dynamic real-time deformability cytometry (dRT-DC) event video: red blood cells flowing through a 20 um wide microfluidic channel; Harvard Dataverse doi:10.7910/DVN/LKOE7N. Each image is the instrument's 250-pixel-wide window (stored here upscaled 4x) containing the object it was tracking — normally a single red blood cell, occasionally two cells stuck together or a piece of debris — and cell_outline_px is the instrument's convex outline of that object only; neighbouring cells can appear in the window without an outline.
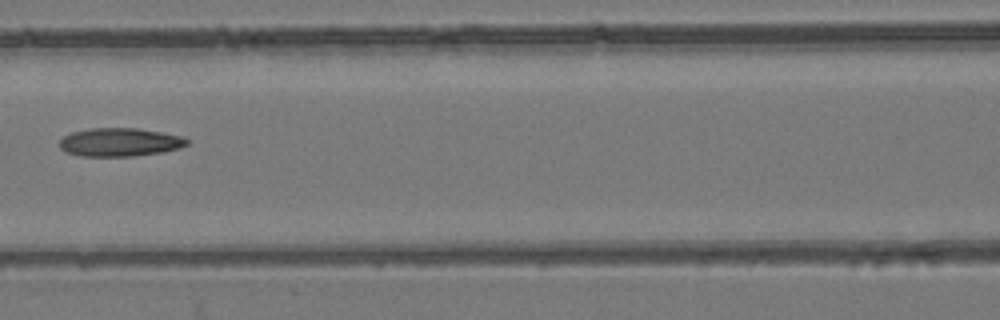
{"species": "common noctule bat (a hibernating species)", "species_latin": "Nyctalus noctula", "temperature_condition": "room temperature", "stored_images_in_passage": 5, "camera_frame_rate_fps": 3000, "um_per_image_px": 0.085, "animal": {"sex": "female", "body_mass_g": 24.6, "forearm_length_mm": 56.2}, "frame": {"image": 1, "passage_image": 5, "time_ms": 5.333, "image_size_px": [1000, 320], "cell_outline_px": [[188, 144], [180, 148], [160, 152], [132, 156], [80, 156], [68, 152], [60, 148], [60, 140], [64, 136], [72, 132], [92, 128], [136, 128], [160, 132], [180, 136], [188, 140]], "centroid_in_image_um": [10.17, 12.08], "position_along_channel_um": 156.4, "area_um2": 20.81}}